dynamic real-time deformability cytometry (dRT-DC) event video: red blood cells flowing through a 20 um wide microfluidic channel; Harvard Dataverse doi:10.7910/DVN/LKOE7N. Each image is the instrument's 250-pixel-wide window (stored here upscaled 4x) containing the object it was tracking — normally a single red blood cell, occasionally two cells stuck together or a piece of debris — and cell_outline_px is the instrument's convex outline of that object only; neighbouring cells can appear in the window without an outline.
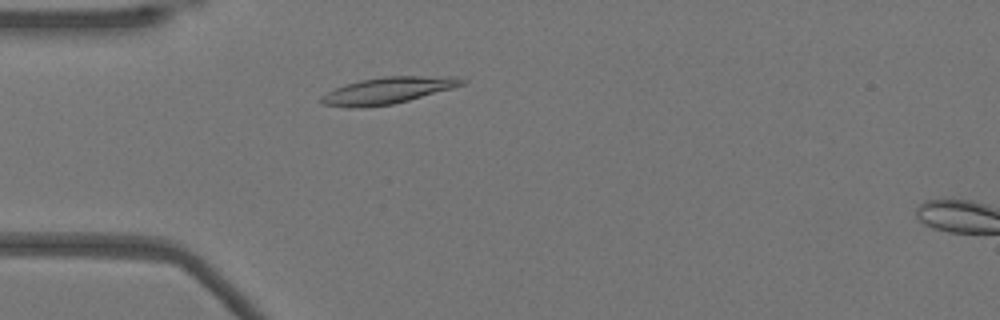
{"species": "Egyptian fruit bat (a non-hibernating species)", "species_latin": "Rousettus aegyptiacus", "temperature_condition": "warm", "stored_images_in_passage": 48, "camera_frame_rate_fps": 3000, "um_per_image_px": 0.085, "animal": {"sex": "female"}, "frame": {"image": 1, "passage_image": 10, "time_ms": 3.0, "image_size_px": [1000, 320], "cell_outline_px": [[468, 80], [464, 84], [452, 88], [408, 100], [392, 104], [356, 108], [352, 108], [324, 104], [320, 100], [320, 96], [344, 84], [360, 80], [384, 76], [456, 76]], "centroid_in_image_um": [32.98, 7.67], "position_along_channel_um": 52.0, "area_um2": 21.68}}
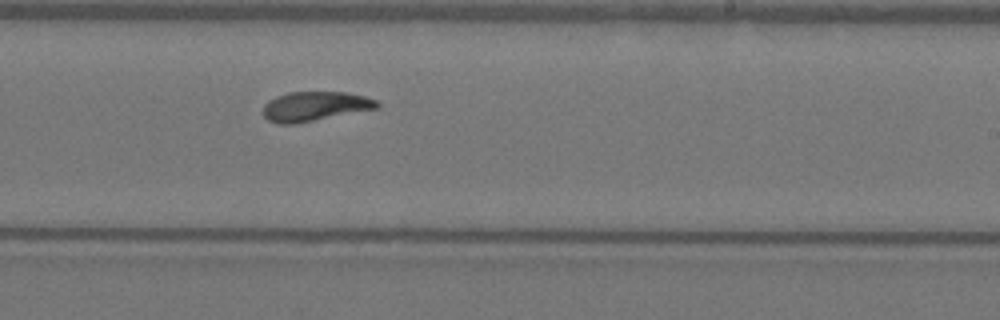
{"frame": {"image": 2, "passage_image": 27, "time_ms": 8.667, "image_size_px": [1000, 320], "cell_outline_px": [[380, 108], [296, 124], [280, 124], [268, 120], [264, 116], [264, 104], [268, 100], [276, 96], [288, 92], [344, 92], [364, 96], [376, 100], [380, 104]], "centroid_in_image_um": [26.77, 9.04], "position_along_channel_um": 262.2, "area_um2": 19.71}}
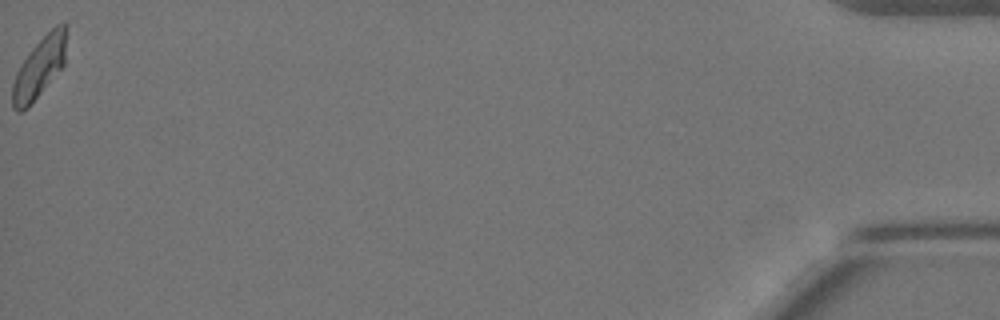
{"frame": {"image": 3, "passage_image": 48, "time_ms": 15.667, "image_size_px": [1000, 320], "cell_outline_px": [[68, 24], [64, 64], [28, 108], [20, 112], [16, 112], [12, 108], [12, 84], [16, 72], [20, 64], [32, 48], [56, 24]], "centroid_in_image_um": [3.34, 5.74], "position_along_channel_um": 431.9, "area_um2": 19.02}, "authors_computed_cell_mechanics": {"area_um2": 19.8543, "velocity_mm_per_s": 3.8578, "shape_relaxation_time_tau1_ms": 5.3127, "shape_relaxation_time_tau2_ms": 2.4254, "deformation_change_tau1": 0.1774, "deformation_change_tau2": 0.0609}}